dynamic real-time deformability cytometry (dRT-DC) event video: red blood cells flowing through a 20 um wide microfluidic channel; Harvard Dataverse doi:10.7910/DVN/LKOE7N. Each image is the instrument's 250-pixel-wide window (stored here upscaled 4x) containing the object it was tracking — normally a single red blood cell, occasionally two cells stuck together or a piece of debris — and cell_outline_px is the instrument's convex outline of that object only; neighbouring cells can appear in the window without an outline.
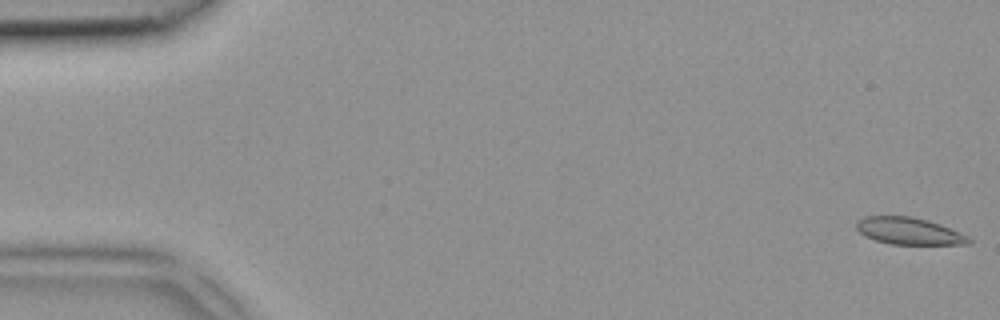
{"species": "common noctule bat (a hibernating species)", "species_latin": "Nyctalus noctula", "temperature_condition": "room temperature", "stored_images_in_passage": 6, "camera_frame_rate_fps": 3000, "um_per_image_px": 0.085, "animal": {"sex": "female", "body_mass_g": 18.4}, "frame": {"image": 1, "passage_image": 1, "time_ms": 0.0, "image_size_px": [1000, 320], "cell_outline_px": [[972, 244], [892, 244], [876, 240], [864, 236], [856, 228], [856, 224], [864, 216], [912, 216], [928, 220], [940, 224], [960, 232], [968, 236], [972, 240]], "centroid_in_image_um": [77.29, 19.64], "position_along_channel_um": 7.7, "area_um2": 17.63}}
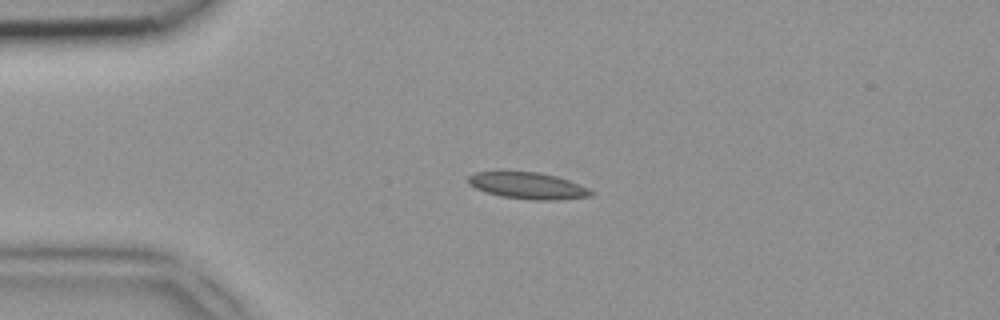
{"frame": {"image": 2, "passage_image": 4, "time_ms": 1.0, "image_size_px": [1000, 320], "cell_outline_px": [[596, 192], [592, 196], [556, 200], [532, 200], [500, 196], [476, 188], [468, 184], [468, 176], [476, 172], [500, 168], [536, 172], [556, 176], [580, 184]], "centroid_in_image_um": [44.82, 15.74], "position_along_channel_um": 40.2, "area_um2": 19.77}}